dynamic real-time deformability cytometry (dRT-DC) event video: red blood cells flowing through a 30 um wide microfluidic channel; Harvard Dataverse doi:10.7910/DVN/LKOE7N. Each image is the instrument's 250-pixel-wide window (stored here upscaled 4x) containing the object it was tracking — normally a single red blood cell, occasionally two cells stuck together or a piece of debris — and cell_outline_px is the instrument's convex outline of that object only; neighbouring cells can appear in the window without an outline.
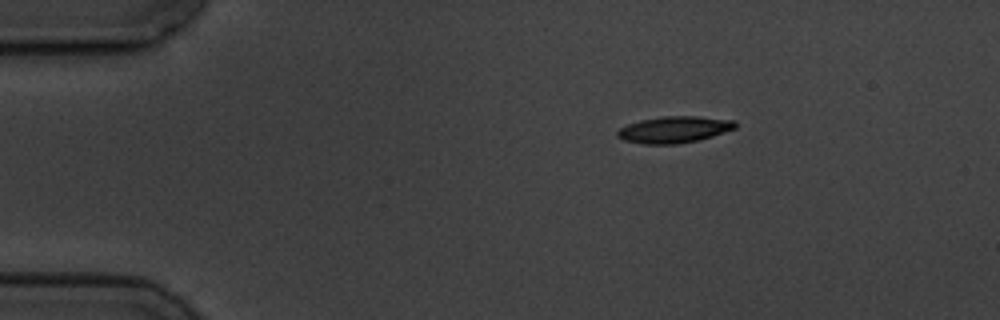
{"species": "common noctule bat (a hibernating species)", "species_latin": "Nyctalus noctula", "temperature_condition": "cold", "stored_images_in_passage": 3, "camera_frame_rate_fps": 3000, "um_per_image_px": 0.085, "animal": {"sex": "male", "body_mass_g": 19.5, "forearm_length_mm": 54.6}, "frame": {"image": 1, "passage_image": 3, "time_ms": 3.0, "image_size_px": [1000, 320], "cell_outline_px": [[736, 128], [700, 140], [676, 144], [644, 144], [624, 140], [616, 136], [616, 132], [620, 128], [628, 124], [640, 120], [664, 116], [696, 116], [736, 120]], "centroid_in_image_um": [57.31, 11.01], "position_along_channel_um": 27.7, "area_um2": 18.26}}